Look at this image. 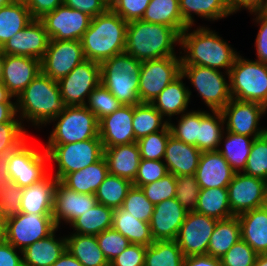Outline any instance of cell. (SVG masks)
<instances>
[{
  "mask_svg": "<svg viewBox=\"0 0 267 266\" xmlns=\"http://www.w3.org/2000/svg\"><path fill=\"white\" fill-rule=\"evenodd\" d=\"M189 32L192 26H188L180 34V44L184 49V56L181 57L182 65H199L220 70L226 68L228 76L237 57V52L222 40L215 31L207 27H201ZM189 32V33H187Z\"/></svg>",
  "mask_w": 267,
  "mask_h": 266,
  "instance_id": "1",
  "label": "cell"
},
{
  "mask_svg": "<svg viewBox=\"0 0 267 266\" xmlns=\"http://www.w3.org/2000/svg\"><path fill=\"white\" fill-rule=\"evenodd\" d=\"M128 22L110 7L91 18L87 31L81 38L86 60L102 63L125 52Z\"/></svg>",
  "mask_w": 267,
  "mask_h": 266,
  "instance_id": "2",
  "label": "cell"
},
{
  "mask_svg": "<svg viewBox=\"0 0 267 266\" xmlns=\"http://www.w3.org/2000/svg\"><path fill=\"white\" fill-rule=\"evenodd\" d=\"M16 101V112L20 113V119H28L35 126L49 124L66 107L58 81L52 80L43 72L32 80Z\"/></svg>",
  "mask_w": 267,
  "mask_h": 266,
  "instance_id": "3",
  "label": "cell"
},
{
  "mask_svg": "<svg viewBox=\"0 0 267 266\" xmlns=\"http://www.w3.org/2000/svg\"><path fill=\"white\" fill-rule=\"evenodd\" d=\"M176 42L180 34L174 28L133 20L128 22L125 53L140 61L176 56Z\"/></svg>",
  "mask_w": 267,
  "mask_h": 266,
  "instance_id": "4",
  "label": "cell"
},
{
  "mask_svg": "<svg viewBox=\"0 0 267 266\" xmlns=\"http://www.w3.org/2000/svg\"><path fill=\"white\" fill-rule=\"evenodd\" d=\"M142 61L127 53L115 55L101 63V84L111 92L122 105H137Z\"/></svg>",
  "mask_w": 267,
  "mask_h": 266,
  "instance_id": "5",
  "label": "cell"
},
{
  "mask_svg": "<svg viewBox=\"0 0 267 266\" xmlns=\"http://www.w3.org/2000/svg\"><path fill=\"white\" fill-rule=\"evenodd\" d=\"M232 99L257 102L267 108V64L239 54L229 72Z\"/></svg>",
  "mask_w": 267,
  "mask_h": 266,
  "instance_id": "6",
  "label": "cell"
},
{
  "mask_svg": "<svg viewBox=\"0 0 267 266\" xmlns=\"http://www.w3.org/2000/svg\"><path fill=\"white\" fill-rule=\"evenodd\" d=\"M58 121L50 133L48 144H69L99 137V121L85 106H66L50 122Z\"/></svg>",
  "mask_w": 267,
  "mask_h": 266,
  "instance_id": "7",
  "label": "cell"
},
{
  "mask_svg": "<svg viewBox=\"0 0 267 266\" xmlns=\"http://www.w3.org/2000/svg\"><path fill=\"white\" fill-rule=\"evenodd\" d=\"M45 151L50 161H55L54 177L61 181L67 174L79 171L99 161L104 156L100 138L69 144H46Z\"/></svg>",
  "mask_w": 267,
  "mask_h": 266,
  "instance_id": "8",
  "label": "cell"
},
{
  "mask_svg": "<svg viewBox=\"0 0 267 266\" xmlns=\"http://www.w3.org/2000/svg\"><path fill=\"white\" fill-rule=\"evenodd\" d=\"M181 74L190 79L211 110H222L232 99L230 84L220 70L199 65H181Z\"/></svg>",
  "mask_w": 267,
  "mask_h": 266,
  "instance_id": "9",
  "label": "cell"
},
{
  "mask_svg": "<svg viewBox=\"0 0 267 266\" xmlns=\"http://www.w3.org/2000/svg\"><path fill=\"white\" fill-rule=\"evenodd\" d=\"M181 65L180 56L142 61L139 74L140 103L151 104L181 74Z\"/></svg>",
  "mask_w": 267,
  "mask_h": 266,
  "instance_id": "10",
  "label": "cell"
},
{
  "mask_svg": "<svg viewBox=\"0 0 267 266\" xmlns=\"http://www.w3.org/2000/svg\"><path fill=\"white\" fill-rule=\"evenodd\" d=\"M58 228L52 214L19 213L6 219V241L22 255V251L32 243L47 238Z\"/></svg>",
  "mask_w": 267,
  "mask_h": 266,
  "instance_id": "11",
  "label": "cell"
},
{
  "mask_svg": "<svg viewBox=\"0 0 267 266\" xmlns=\"http://www.w3.org/2000/svg\"><path fill=\"white\" fill-rule=\"evenodd\" d=\"M100 83L101 64L91 60H84L58 81L60 94L66 106L86 105L89 94Z\"/></svg>",
  "mask_w": 267,
  "mask_h": 266,
  "instance_id": "12",
  "label": "cell"
},
{
  "mask_svg": "<svg viewBox=\"0 0 267 266\" xmlns=\"http://www.w3.org/2000/svg\"><path fill=\"white\" fill-rule=\"evenodd\" d=\"M27 140L7 155L8 174L21 188L29 187L44 178L48 173V154L40 153L27 145ZM46 161V162H45Z\"/></svg>",
  "mask_w": 267,
  "mask_h": 266,
  "instance_id": "13",
  "label": "cell"
},
{
  "mask_svg": "<svg viewBox=\"0 0 267 266\" xmlns=\"http://www.w3.org/2000/svg\"><path fill=\"white\" fill-rule=\"evenodd\" d=\"M227 189L233 216L267 205V182L261 178L235 173Z\"/></svg>",
  "mask_w": 267,
  "mask_h": 266,
  "instance_id": "14",
  "label": "cell"
},
{
  "mask_svg": "<svg viewBox=\"0 0 267 266\" xmlns=\"http://www.w3.org/2000/svg\"><path fill=\"white\" fill-rule=\"evenodd\" d=\"M84 60L80 40H50L41 69L52 80L59 81Z\"/></svg>",
  "mask_w": 267,
  "mask_h": 266,
  "instance_id": "15",
  "label": "cell"
},
{
  "mask_svg": "<svg viewBox=\"0 0 267 266\" xmlns=\"http://www.w3.org/2000/svg\"><path fill=\"white\" fill-rule=\"evenodd\" d=\"M221 112L228 132L251 138H257L267 132V128H258L261 116L267 112V108L262 104L231 99Z\"/></svg>",
  "mask_w": 267,
  "mask_h": 266,
  "instance_id": "16",
  "label": "cell"
},
{
  "mask_svg": "<svg viewBox=\"0 0 267 266\" xmlns=\"http://www.w3.org/2000/svg\"><path fill=\"white\" fill-rule=\"evenodd\" d=\"M217 221L195 211L187 213L176 238L184 257L207 254L210 237Z\"/></svg>",
  "mask_w": 267,
  "mask_h": 266,
  "instance_id": "17",
  "label": "cell"
},
{
  "mask_svg": "<svg viewBox=\"0 0 267 266\" xmlns=\"http://www.w3.org/2000/svg\"><path fill=\"white\" fill-rule=\"evenodd\" d=\"M40 20L50 40L69 41L81 40L90 25L91 17L62 4L54 11L46 13Z\"/></svg>",
  "mask_w": 267,
  "mask_h": 266,
  "instance_id": "18",
  "label": "cell"
},
{
  "mask_svg": "<svg viewBox=\"0 0 267 266\" xmlns=\"http://www.w3.org/2000/svg\"><path fill=\"white\" fill-rule=\"evenodd\" d=\"M50 38L40 19H32L27 26L10 38L0 50L5 55L43 59Z\"/></svg>",
  "mask_w": 267,
  "mask_h": 266,
  "instance_id": "19",
  "label": "cell"
},
{
  "mask_svg": "<svg viewBox=\"0 0 267 266\" xmlns=\"http://www.w3.org/2000/svg\"><path fill=\"white\" fill-rule=\"evenodd\" d=\"M97 204L95 195L78 193L57 181L54 192L53 220L57 228L61 220L71 224Z\"/></svg>",
  "mask_w": 267,
  "mask_h": 266,
  "instance_id": "20",
  "label": "cell"
},
{
  "mask_svg": "<svg viewBox=\"0 0 267 266\" xmlns=\"http://www.w3.org/2000/svg\"><path fill=\"white\" fill-rule=\"evenodd\" d=\"M134 105H122L99 120V137L103 148L135 143L133 131Z\"/></svg>",
  "mask_w": 267,
  "mask_h": 266,
  "instance_id": "21",
  "label": "cell"
},
{
  "mask_svg": "<svg viewBox=\"0 0 267 266\" xmlns=\"http://www.w3.org/2000/svg\"><path fill=\"white\" fill-rule=\"evenodd\" d=\"M187 213L176 198L155 205L149 222L153 240H176Z\"/></svg>",
  "mask_w": 267,
  "mask_h": 266,
  "instance_id": "22",
  "label": "cell"
},
{
  "mask_svg": "<svg viewBox=\"0 0 267 266\" xmlns=\"http://www.w3.org/2000/svg\"><path fill=\"white\" fill-rule=\"evenodd\" d=\"M41 72V61L37 58L5 55L2 83L13 97H18Z\"/></svg>",
  "mask_w": 267,
  "mask_h": 266,
  "instance_id": "23",
  "label": "cell"
},
{
  "mask_svg": "<svg viewBox=\"0 0 267 266\" xmlns=\"http://www.w3.org/2000/svg\"><path fill=\"white\" fill-rule=\"evenodd\" d=\"M235 172L216 151L202 152L195 173L200 189L227 188Z\"/></svg>",
  "mask_w": 267,
  "mask_h": 266,
  "instance_id": "24",
  "label": "cell"
},
{
  "mask_svg": "<svg viewBox=\"0 0 267 266\" xmlns=\"http://www.w3.org/2000/svg\"><path fill=\"white\" fill-rule=\"evenodd\" d=\"M201 153L195 145L186 144L170 135L163 160L166 162L168 173L176 177L195 175Z\"/></svg>",
  "mask_w": 267,
  "mask_h": 266,
  "instance_id": "25",
  "label": "cell"
},
{
  "mask_svg": "<svg viewBox=\"0 0 267 266\" xmlns=\"http://www.w3.org/2000/svg\"><path fill=\"white\" fill-rule=\"evenodd\" d=\"M57 179L47 174L35 184L23 188L21 213L52 214Z\"/></svg>",
  "mask_w": 267,
  "mask_h": 266,
  "instance_id": "26",
  "label": "cell"
},
{
  "mask_svg": "<svg viewBox=\"0 0 267 266\" xmlns=\"http://www.w3.org/2000/svg\"><path fill=\"white\" fill-rule=\"evenodd\" d=\"M243 239L258 255L267 254V205L237 216Z\"/></svg>",
  "mask_w": 267,
  "mask_h": 266,
  "instance_id": "27",
  "label": "cell"
},
{
  "mask_svg": "<svg viewBox=\"0 0 267 266\" xmlns=\"http://www.w3.org/2000/svg\"><path fill=\"white\" fill-rule=\"evenodd\" d=\"M104 157L109 174L134 182L141 161L137 142L104 148Z\"/></svg>",
  "mask_w": 267,
  "mask_h": 266,
  "instance_id": "28",
  "label": "cell"
},
{
  "mask_svg": "<svg viewBox=\"0 0 267 266\" xmlns=\"http://www.w3.org/2000/svg\"><path fill=\"white\" fill-rule=\"evenodd\" d=\"M55 231L22 251L25 266H52L66 251V237L55 238Z\"/></svg>",
  "mask_w": 267,
  "mask_h": 266,
  "instance_id": "29",
  "label": "cell"
},
{
  "mask_svg": "<svg viewBox=\"0 0 267 266\" xmlns=\"http://www.w3.org/2000/svg\"><path fill=\"white\" fill-rule=\"evenodd\" d=\"M184 76L180 74L151 103L162 116L171 117L186 112L191 91L185 87ZM189 89V90H188Z\"/></svg>",
  "mask_w": 267,
  "mask_h": 266,
  "instance_id": "30",
  "label": "cell"
},
{
  "mask_svg": "<svg viewBox=\"0 0 267 266\" xmlns=\"http://www.w3.org/2000/svg\"><path fill=\"white\" fill-rule=\"evenodd\" d=\"M108 174V164L103 156L94 164L67 174L61 182L69 189L78 193L95 195L98 187Z\"/></svg>",
  "mask_w": 267,
  "mask_h": 266,
  "instance_id": "31",
  "label": "cell"
},
{
  "mask_svg": "<svg viewBox=\"0 0 267 266\" xmlns=\"http://www.w3.org/2000/svg\"><path fill=\"white\" fill-rule=\"evenodd\" d=\"M66 250L83 266L110 265L98 245L96 235L73 233L66 237Z\"/></svg>",
  "mask_w": 267,
  "mask_h": 266,
  "instance_id": "32",
  "label": "cell"
},
{
  "mask_svg": "<svg viewBox=\"0 0 267 266\" xmlns=\"http://www.w3.org/2000/svg\"><path fill=\"white\" fill-rule=\"evenodd\" d=\"M141 20L170 26L179 34L188 27L182 19L179 0H151Z\"/></svg>",
  "mask_w": 267,
  "mask_h": 266,
  "instance_id": "33",
  "label": "cell"
},
{
  "mask_svg": "<svg viewBox=\"0 0 267 266\" xmlns=\"http://www.w3.org/2000/svg\"><path fill=\"white\" fill-rule=\"evenodd\" d=\"M112 228L126 237L131 244L148 247L154 242L149 223L134 218L121 207L114 209Z\"/></svg>",
  "mask_w": 267,
  "mask_h": 266,
  "instance_id": "34",
  "label": "cell"
},
{
  "mask_svg": "<svg viewBox=\"0 0 267 266\" xmlns=\"http://www.w3.org/2000/svg\"><path fill=\"white\" fill-rule=\"evenodd\" d=\"M240 239V223L237 216L218 220L210 237L207 255L221 259Z\"/></svg>",
  "mask_w": 267,
  "mask_h": 266,
  "instance_id": "35",
  "label": "cell"
},
{
  "mask_svg": "<svg viewBox=\"0 0 267 266\" xmlns=\"http://www.w3.org/2000/svg\"><path fill=\"white\" fill-rule=\"evenodd\" d=\"M25 2L11 1L0 8V48L32 21Z\"/></svg>",
  "mask_w": 267,
  "mask_h": 266,
  "instance_id": "36",
  "label": "cell"
},
{
  "mask_svg": "<svg viewBox=\"0 0 267 266\" xmlns=\"http://www.w3.org/2000/svg\"><path fill=\"white\" fill-rule=\"evenodd\" d=\"M195 212L223 220L233 217L227 188L200 189Z\"/></svg>",
  "mask_w": 267,
  "mask_h": 266,
  "instance_id": "37",
  "label": "cell"
},
{
  "mask_svg": "<svg viewBox=\"0 0 267 266\" xmlns=\"http://www.w3.org/2000/svg\"><path fill=\"white\" fill-rule=\"evenodd\" d=\"M179 4L182 19L188 26L194 25L193 13L213 21L231 15L226 0H179Z\"/></svg>",
  "mask_w": 267,
  "mask_h": 266,
  "instance_id": "38",
  "label": "cell"
},
{
  "mask_svg": "<svg viewBox=\"0 0 267 266\" xmlns=\"http://www.w3.org/2000/svg\"><path fill=\"white\" fill-rule=\"evenodd\" d=\"M210 114L201 111V121L198 132V149L201 152L216 151L224 138V118L221 110H211ZM223 127V128H222Z\"/></svg>",
  "mask_w": 267,
  "mask_h": 266,
  "instance_id": "39",
  "label": "cell"
},
{
  "mask_svg": "<svg viewBox=\"0 0 267 266\" xmlns=\"http://www.w3.org/2000/svg\"><path fill=\"white\" fill-rule=\"evenodd\" d=\"M114 209L97 203L84 215L75 219L70 225L80 235H98L112 228Z\"/></svg>",
  "mask_w": 267,
  "mask_h": 266,
  "instance_id": "40",
  "label": "cell"
},
{
  "mask_svg": "<svg viewBox=\"0 0 267 266\" xmlns=\"http://www.w3.org/2000/svg\"><path fill=\"white\" fill-rule=\"evenodd\" d=\"M225 134L227 135L225 136V144H223L224 148H218L217 151L229 163L235 173H241L246 167L254 138L250 140L249 136L238 135L228 131Z\"/></svg>",
  "mask_w": 267,
  "mask_h": 266,
  "instance_id": "41",
  "label": "cell"
},
{
  "mask_svg": "<svg viewBox=\"0 0 267 266\" xmlns=\"http://www.w3.org/2000/svg\"><path fill=\"white\" fill-rule=\"evenodd\" d=\"M150 103L134 105L133 131L136 142L149 134L163 130L168 121Z\"/></svg>",
  "mask_w": 267,
  "mask_h": 266,
  "instance_id": "42",
  "label": "cell"
},
{
  "mask_svg": "<svg viewBox=\"0 0 267 266\" xmlns=\"http://www.w3.org/2000/svg\"><path fill=\"white\" fill-rule=\"evenodd\" d=\"M183 261L176 240H157L147 247L144 266H183Z\"/></svg>",
  "mask_w": 267,
  "mask_h": 266,
  "instance_id": "43",
  "label": "cell"
},
{
  "mask_svg": "<svg viewBox=\"0 0 267 266\" xmlns=\"http://www.w3.org/2000/svg\"><path fill=\"white\" fill-rule=\"evenodd\" d=\"M132 186L131 181L108 174L95 192L97 203L112 209L120 208Z\"/></svg>",
  "mask_w": 267,
  "mask_h": 266,
  "instance_id": "44",
  "label": "cell"
},
{
  "mask_svg": "<svg viewBox=\"0 0 267 266\" xmlns=\"http://www.w3.org/2000/svg\"><path fill=\"white\" fill-rule=\"evenodd\" d=\"M201 121L200 111H189L181 114L178 125L168 120L171 135L186 144L195 145L198 148V132Z\"/></svg>",
  "mask_w": 267,
  "mask_h": 266,
  "instance_id": "45",
  "label": "cell"
},
{
  "mask_svg": "<svg viewBox=\"0 0 267 266\" xmlns=\"http://www.w3.org/2000/svg\"><path fill=\"white\" fill-rule=\"evenodd\" d=\"M87 101L85 106L98 121L122 106L120 101L101 83L89 94Z\"/></svg>",
  "mask_w": 267,
  "mask_h": 266,
  "instance_id": "46",
  "label": "cell"
},
{
  "mask_svg": "<svg viewBox=\"0 0 267 266\" xmlns=\"http://www.w3.org/2000/svg\"><path fill=\"white\" fill-rule=\"evenodd\" d=\"M243 173L267 182V132L254 138Z\"/></svg>",
  "mask_w": 267,
  "mask_h": 266,
  "instance_id": "47",
  "label": "cell"
},
{
  "mask_svg": "<svg viewBox=\"0 0 267 266\" xmlns=\"http://www.w3.org/2000/svg\"><path fill=\"white\" fill-rule=\"evenodd\" d=\"M171 131L169 125L163 130L152 133L137 141L141 159L162 160Z\"/></svg>",
  "mask_w": 267,
  "mask_h": 266,
  "instance_id": "48",
  "label": "cell"
},
{
  "mask_svg": "<svg viewBox=\"0 0 267 266\" xmlns=\"http://www.w3.org/2000/svg\"><path fill=\"white\" fill-rule=\"evenodd\" d=\"M121 208L134 218L148 223L154 212V205L147 199L141 188L135 186L128 191Z\"/></svg>",
  "mask_w": 267,
  "mask_h": 266,
  "instance_id": "49",
  "label": "cell"
},
{
  "mask_svg": "<svg viewBox=\"0 0 267 266\" xmlns=\"http://www.w3.org/2000/svg\"><path fill=\"white\" fill-rule=\"evenodd\" d=\"M200 186L195 175H180L176 177L175 198L179 204L187 211H195Z\"/></svg>",
  "mask_w": 267,
  "mask_h": 266,
  "instance_id": "50",
  "label": "cell"
},
{
  "mask_svg": "<svg viewBox=\"0 0 267 266\" xmlns=\"http://www.w3.org/2000/svg\"><path fill=\"white\" fill-rule=\"evenodd\" d=\"M140 188L147 199L155 206L164 200L175 198L176 176L168 173L160 180L145 184Z\"/></svg>",
  "mask_w": 267,
  "mask_h": 266,
  "instance_id": "51",
  "label": "cell"
},
{
  "mask_svg": "<svg viewBox=\"0 0 267 266\" xmlns=\"http://www.w3.org/2000/svg\"><path fill=\"white\" fill-rule=\"evenodd\" d=\"M96 239L102 253L105 255L109 263L131 244L126 237L113 228L107 229L96 235Z\"/></svg>",
  "mask_w": 267,
  "mask_h": 266,
  "instance_id": "52",
  "label": "cell"
},
{
  "mask_svg": "<svg viewBox=\"0 0 267 266\" xmlns=\"http://www.w3.org/2000/svg\"><path fill=\"white\" fill-rule=\"evenodd\" d=\"M22 122L0 123V153L9 154L26 141V129Z\"/></svg>",
  "mask_w": 267,
  "mask_h": 266,
  "instance_id": "53",
  "label": "cell"
},
{
  "mask_svg": "<svg viewBox=\"0 0 267 266\" xmlns=\"http://www.w3.org/2000/svg\"><path fill=\"white\" fill-rule=\"evenodd\" d=\"M257 255L243 239H240L220 259L221 265L254 266Z\"/></svg>",
  "mask_w": 267,
  "mask_h": 266,
  "instance_id": "54",
  "label": "cell"
},
{
  "mask_svg": "<svg viewBox=\"0 0 267 266\" xmlns=\"http://www.w3.org/2000/svg\"><path fill=\"white\" fill-rule=\"evenodd\" d=\"M168 174L167 166L163 160L141 159L133 186L140 188L160 180Z\"/></svg>",
  "mask_w": 267,
  "mask_h": 266,
  "instance_id": "55",
  "label": "cell"
},
{
  "mask_svg": "<svg viewBox=\"0 0 267 266\" xmlns=\"http://www.w3.org/2000/svg\"><path fill=\"white\" fill-rule=\"evenodd\" d=\"M22 193L23 188L12 180L0 189V211L6 219L20 213Z\"/></svg>",
  "mask_w": 267,
  "mask_h": 266,
  "instance_id": "56",
  "label": "cell"
},
{
  "mask_svg": "<svg viewBox=\"0 0 267 266\" xmlns=\"http://www.w3.org/2000/svg\"><path fill=\"white\" fill-rule=\"evenodd\" d=\"M151 0H114L110 8L123 20L130 22L142 19Z\"/></svg>",
  "mask_w": 267,
  "mask_h": 266,
  "instance_id": "57",
  "label": "cell"
},
{
  "mask_svg": "<svg viewBox=\"0 0 267 266\" xmlns=\"http://www.w3.org/2000/svg\"><path fill=\"white\" fill-rule=\"evenodd\" d=\"M146 249L140 244H130L109 266H144Z\"/></svg>",
  "mask_w": 267,
  "mask_h": 266,
  "instance_id": "58",
  "label": "cell"
},
{
  "mask_svg": "<svg viewBox=\"0 0 267 266\" xmlns=\"http://www.w3.org/2000/svg\"><path fill=\"white\" fill-rule=\"evenodd\" d=\"M63 4L82 11L91 18L104 13L110 6L105 0H63Z\"/></svg>",
  "mask_w": 267,
  "mask_h": 266,
  "instance_id": "59",
  "label": "cell"
},
{
  "mask_svg": "<svg viewBox=\"0 0 267 266\" xmlns=\"http://www.w3.org/2000/svg\"><path fill=\"white\" fill-rule=\"evenodd\" d=\"M254 13V15H257L254 20L260 25L255 41L257 61L267 64V16L260 11Z\"/></svg>",
  "mask_w": 267,
  "mask_h": 266,
  "instance_id": "60",
  "label": "cell"
},
{
  "mask_svg": "<svg viewBox=\"0 0 267 266\" xmlns=\"http://www.w3.org/2000/svg\"><path fill=\"white\" fill-rule=\"evenodd\" d=\"M63 4V0H27L25 5L33 19H41L46 13L54 11Z\"/></svg>",
  "mask_w": 267,
  "mask_h": 266,
  "instance_id": "61",
  "label": "cell"
},
{
  "mask_svg": "<svg viewBox=\"0 0 267 266\" xmlns=\"http://www.w3.org/2000/svg\"><path fill=\"white\" fill-rule=\"evenodd\" d=\"M23 258L17 253V249L6 240L0 242V266H21Z\"/></svg>",
  "mask_w": 267,
  "mask_h": 266,
  "instance_id": "62",
  "label": "cell"
},
{
  "mask_svg": "<svg viewBox=\"0 0 267 266\" xmlns=\"http://www.w3.org/2000/svg\"><path fill=\"white\" fill-rule=\"evenodd\" d=\"M231 14L236 13L241 8L249 10L250 13L259 12L264 5L265 0H226Z\"/></svg>",
  "mask_w": 267,
  "mask_h": 266,
  "instance_id": "63",
  "label": "cell"
},
{
  "mask_svg": "<svg viewBox=\"0 0 267 266\" xmlns=\"http://www.w3.org/2000/svg\"><path fill=\"white\" fill-rule=\"evenodd\" d=\"M183 266H222L219 258L210 255H194L184 257Z\"/></svg>",
  "mask_w": 267,
  "mask_h": 266,
  "instance_id": "64",
  "label": "cell"
},
{
  "mask_svg": "<svg viewBox=\"0 0 267 266\" xmlns=\"http://www.w3.org/2000/svg\"><path fill=\"white\" fill-rule=\"evenodd\" d=\"M18 116L16 112V103H0V123L21 122V119H15Z\"/></svg>",
  "mask_w": 267,
  "mask_h": 266,
  "instance_id": "65",
  "label": "cell"
},
{
  "mask_svg": "<svg viewBox=\"0 0 267 266\" xmlns=\"http://www.w3.org/2000/svg\"><path fill=\"white\" fill-rule=\"evenodd\" d=\"M6 153H0V189L10 182L8 174V159Z\"/></svg>",
  "mask_w": 267,
  "mask_h": 266,
  "instance_id": "66",
  "label": "cell"
},
{
  "mask_svg": "<svg viewBox=\"0 0 267 266\" xmlns=\"http://www.w3.org/2000/svg\"><path fill=\"white\" fill-rule=\"evenodd\" d=\"M52 266H83V265L66 250Z\"/></svg>",
  "mask_w": 267,
  "mask_h": 266,
  "instance_id": "67",
  "label": "cell"
},
{
  "mask_svg": "<svg viewBox=\"0 0 267 266\" xmlns=\"http://www.w3.org/2000/svg\"><path fill=\"white\" fill-rule=\"evenodd\" d=\"M12 98L13 96L8 92L5 85L0 82V103H13Z\"/></svg>",
  "mask_w": 267,
  "mask_h": 266,
  "instance_id": "68",
  "label": "cell"
},
{
  "mask_svg": "<svg viewBox=\"0 0 267 266\" xmlns=\"http://www.w3.org/2000/svg\"><path fill=\"white\" fill-rule=\"evenodd\" d=\"M6 239V218L4 214L0 211V242Z\"/></svg>",
  "mask_w": 267,
  "mask_h": 266,
  "instance_id": "69",
  "label": "cell"
},
{
  "mask_svg": "<svg viewBox=\"0 0 267 266\" xmlns=\"http://www.w3.org/2000/svg\"><path fill=\"white\" fill-rule=\"evenodd\" d=\"M254 266H267V254L257 255Z\"/></svg>",
  "mask_w": 267,
  "mask_h": 266,
  "instance_id": "70",
  "label": "cell"
},
{
  "mask_svg": "<svg viewBox=\"0 0 267 266\" xmlns=\"http://www.w3.org/2000/svg\"><path fill=\"white\" fill-rule=\"evenodd\" d=\"M4 58L5 54L0 50V82H2V77H3Z\"/></svg>",
  "mask_w": 267,
  "mask_h": 266,
  "instance_id": "71",
  "label": "cell"
},
{
  "mask_svg": "<svg viewBox=\"0 0 267 266\" xmlns=\"http://www.w3.org/2000/svg\"><path fill=\"white\" fill-rule=\"evenodd\" d=\"M260 12L267 16V0H265L263 7L261 8Z\"/></svg>",
  "mask_w": 267,
  "mask_h": 266,
  "instance_id": "72",
  "label": "cell"
},
{
  "mask_svg": "<svg viewBox=\"0 0 267 266\" xmlns=\"http://www.w3.org/2000/svg\"><path fill=\"white\" fill-rule=\"evenodd\" d=\"M10 2L11 0H0V8L8 5Z\"/></svg>",
  "mask_w": 267,
  "mask_h": 266,
  "instance_id": "73",
  "label": "cell"
},
{
  "mask_svg": "<svg viewBox=\"0 0 267 266\" xmlns=\"http://www.w3.org/2000/svg\"><path fill=\"white\" fill-rule=\"evenodd\" d=\"M11 1H15V2H26L27 0H11Z\"/></svg>",
  "mask_w": 267,
  "mask_h": 266,
  "instance_id": "74",
  "label": "cell"
},
{
  "mask_svg": "<svg viewBox=\"0 0 267 266\" xmlns=\"http://www.w3.org/2000/svg\"><path fill=\"white\" fill-rule=\"evenodd\" d=\"M109 5L114 1V0H105Z\"/></svg>",
  "mask_w": 267,
  "mask_h": 266,
  "instance_id": "75",
  "label": "cell"
}]
</instances>
